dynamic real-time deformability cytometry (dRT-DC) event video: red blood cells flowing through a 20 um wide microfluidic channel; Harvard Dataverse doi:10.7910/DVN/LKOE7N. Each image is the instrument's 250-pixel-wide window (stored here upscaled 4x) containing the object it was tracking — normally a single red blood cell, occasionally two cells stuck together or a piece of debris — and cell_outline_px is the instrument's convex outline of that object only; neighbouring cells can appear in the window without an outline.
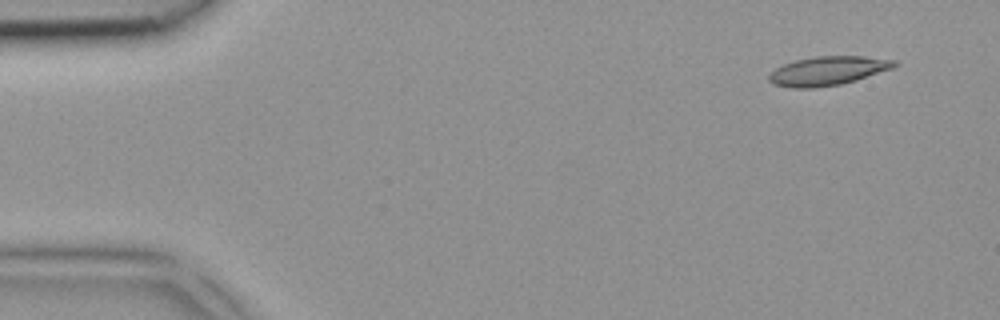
{"species": "common noctule bat (a hibernating species)", "species_latin": "Nyctalus noctula", "temperature_condition": "room temperature", "stored_images_in_passage": 4, "camera_frame_rate_fps": 3000, "um_per_image_px": 0.085, "animal": {"sex": "female", "body_mass_g": 18.4}, "frame": {"image": 1, "passage_image": 4, "time_ms": 1.0, "image_size_px": [1000, 320], "cell_outline_px": [[900, 64], [892, 68], [856, 80], [840, 84], [812, 88], [792, 88], [772, 84], [768, 80], [768, 76], [776, 68], [784, 64], [796, 60], [816, 56], [864, 56], [900, 60]], "centroid_in_image_um": [70.4, 6.01], "position_along_channel_um": 14.6, "area_um2": 21.21}}